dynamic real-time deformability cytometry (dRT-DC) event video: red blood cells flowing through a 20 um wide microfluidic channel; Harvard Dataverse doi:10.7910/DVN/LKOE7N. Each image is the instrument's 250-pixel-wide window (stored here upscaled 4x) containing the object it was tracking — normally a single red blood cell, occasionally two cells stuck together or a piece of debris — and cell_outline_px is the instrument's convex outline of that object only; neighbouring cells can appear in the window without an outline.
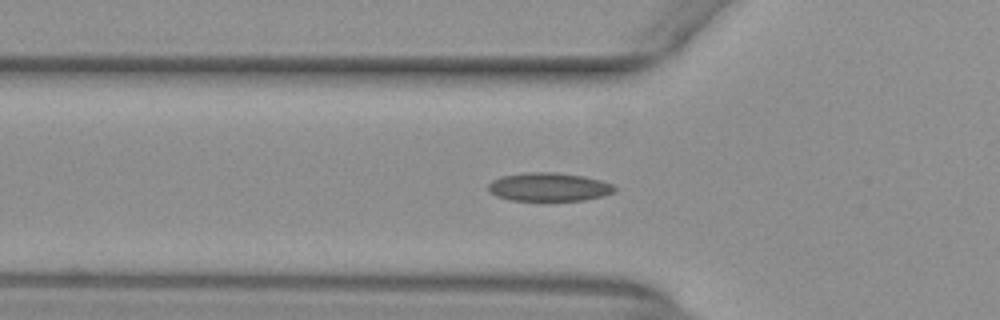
{"species": "common noctule bat (a hibernating species)", "species_latin": "Nyctalus noctula", "temperature_condition": "warm", "stored_images_in_passage": 55, "camera_frame_rate_fps": 3000, "um_per_image_px": 0.085, "animal": {"sex": "female", "body_mass_g": 29.2, "forearm_length_mm": 56.3}, "frame": {"image": 1, "passage_image": 19, "time_ms": 6.0, "image_size_px": [1000, 320], "cell_outline_px": [[616, 192], [604, 196], [584, 200], [512, 200], [496, 196], [488, 192], [488, 184], [492, 180], [500, 176], [524, 172], [556, 172], [584, 176], [600, 180], [612, 184], [616, 188]], "centroid_in_image_um": [46.65, 15.88], "position_along_channel_um": 79.2, "area_um2": 21.15}}
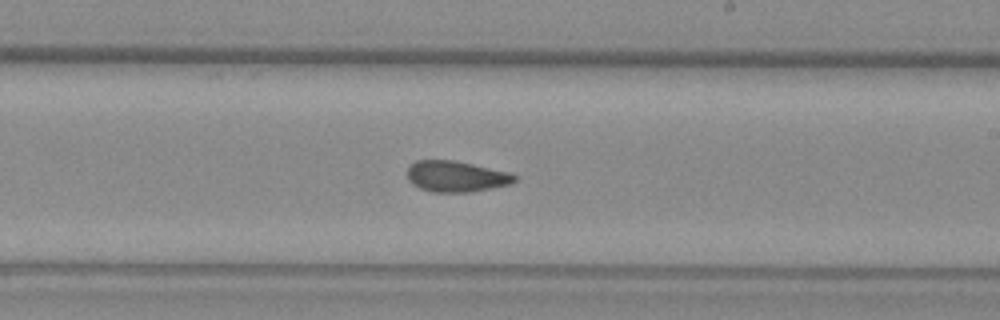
{"frame": {"image": 2, "passage_image": 32, "time_ms": 10.333, "image_size_px": [1000, 320], "cell_outline_px": [[516, 180], [508, 184], [492, 188], [472, 192], [432, 192], [420, 188], [412, 184], [408, 180], [408, 164], [416, 160], [452, 160], [472, 164], [508, 172], [516, 176]], "centroid_in_image_um": [38.72, 14.99], "position_along_channel_um": 250.3, "area_um2": 19.31}}
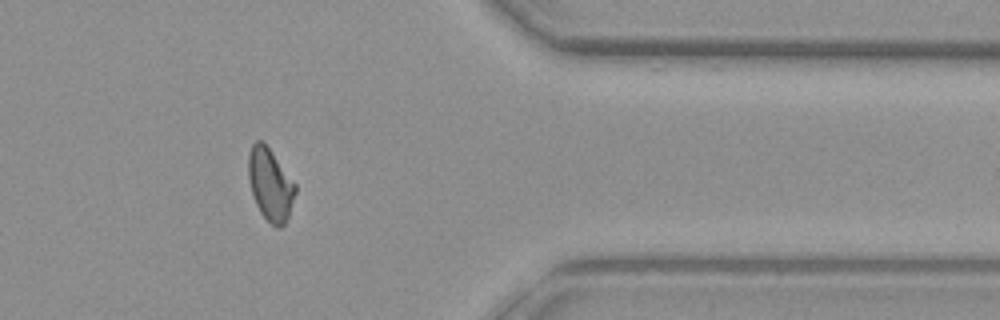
{"frame": {"image": 3, "passage_image": 44, "time_ms": 14.333, "image_size_px": [1000, 320], "cell_outline_px": [[296, 192], [288, 216], [284, 224], [280, 228], [276, 228], [260, 212], [252, 196], [248, 180], [248, 152], [252, 144], [256, 140], [264, 140], [296, 184]], "centroid_in_image_um": [22.95, 15.64], "position_along_channel_um": 388.4, "area_um2": 20.0}, "authors_computed_cell_mechanics": {"area_um2": 19.941, "velocity_mm_per_s": 3.9394, "shape_relaxation_time_tau1_ms": null, "shape_relaxation_time_tau2_ms": 3.0677, "deformation_change_tau1": null, "deformation_change_tau2": 0.0738}}